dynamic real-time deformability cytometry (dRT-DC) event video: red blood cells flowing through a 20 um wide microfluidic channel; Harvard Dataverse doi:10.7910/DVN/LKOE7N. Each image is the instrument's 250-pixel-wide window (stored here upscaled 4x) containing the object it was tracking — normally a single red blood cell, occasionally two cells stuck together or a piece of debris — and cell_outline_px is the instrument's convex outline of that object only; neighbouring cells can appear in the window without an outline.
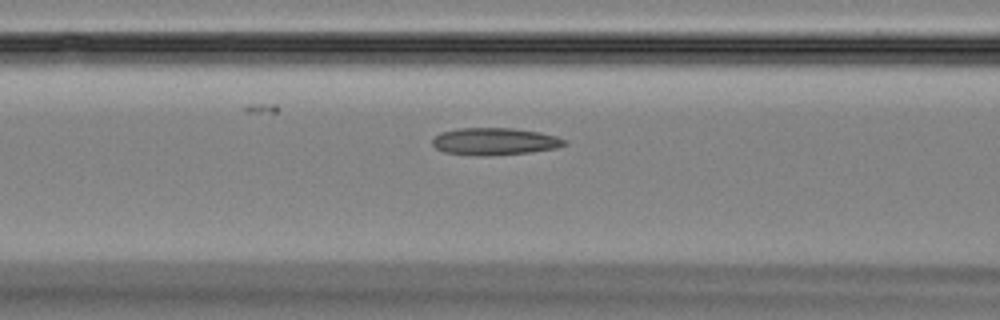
{"species": "Egyptian fruit bat (a non-hibernating species)", "species_latin": "Rousettus aegyptiacus", "temperature_condition": "room temperature", "stored_images_in_passage": 45, "camera_frame_rate_fps": 3000, "um_per_image_px": 0.085, "animal": {"sex": "female"}, "frame": {"image": 1, "passage_image": 20, "time_ms": 6.333, "image_size_px": [1000, 320], "cell_outline_px": [[568, 144], [556, 148], [532, 152], [484, 156], [476, 156], [444, 152], [436, 148], [432, 144], [432, 140], [440, 132], [460, 128], [512, 128], [540, 132], [556, 136], [568, 140]], "centroid_in_image_um": [42.07, 12.02], "position_along_channel_um": 124.5, "area_um2": 21.1}}
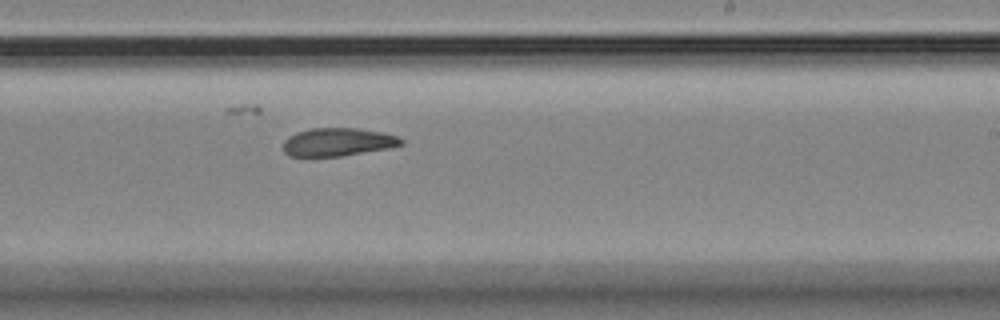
{"frame": {"image": 2, "passage_image": 30, "time_ms": 9.667, "image_size_px": [1000, 320], "cell_outline_px": [[404, 144], [388, 148], [340, 156], [288, 156], [284, 152], [284, 140], [288, 136], [296, 132], [312, 128], [356, 128], [384, 132], [396, 136], [404, 140]], "centroid_in_image_um": [28.71, 12.06], "position_along_channel_um": 260.3, "area_um2": 19.31}}
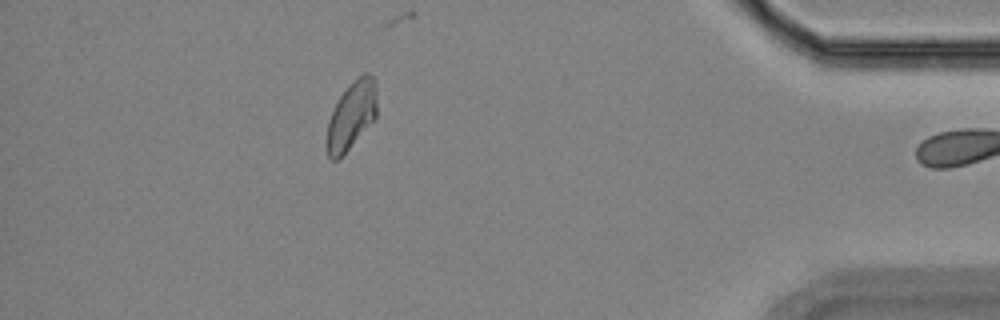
{"frame": {"image": 3, "passage_image": 44, "time_ms": 14.333, "image_size_px": [1000, 320], "cell_outline_px": [[376, 120], [340, 160], [332, 160], [328, 156], [328, 120], [340, 96], [364, 72], [368, 72], [376, 80]], "centroid_in_image_um": [29.92, 9.87], "position_along_channel_um": 405.3, "area_um2": 19.83}}